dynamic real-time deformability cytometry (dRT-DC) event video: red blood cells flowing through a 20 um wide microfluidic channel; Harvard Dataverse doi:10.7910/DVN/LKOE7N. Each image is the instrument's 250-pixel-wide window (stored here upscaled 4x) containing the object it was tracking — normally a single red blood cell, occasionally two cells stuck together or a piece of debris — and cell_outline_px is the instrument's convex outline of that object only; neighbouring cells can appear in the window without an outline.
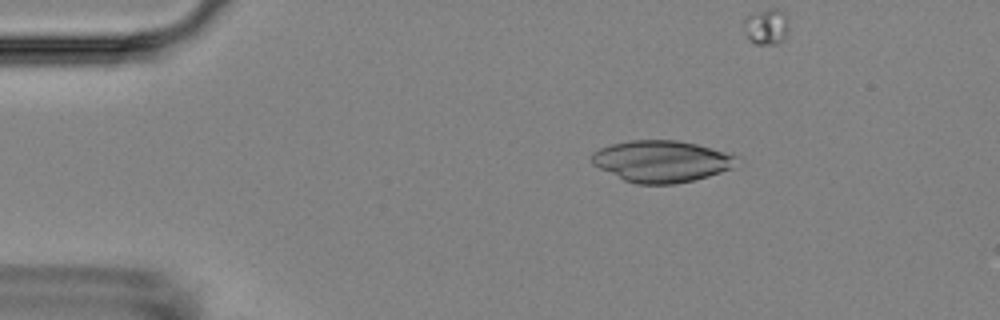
{"species": "Egyptian fruit bat (a non-hibernating species)", "species_latin": "Rousettus aegyptiacus", "temperature_condition": "room temperature", "stored_images_in_passage": 9, "camera_frame_rate_fps": 3000, "um_per_image_px": 0.085, "animal": {"sex": "female"}, "frame": {"image": 1, "passage_image": 3, "time_ms": 2.333, "image_size_px": [1000, 320], "cell_outline_px": [[736, 156], [728, 168], [720, 172], [708, 176], [692, 180], [672, 184], [636, 184], [624, 180], [592, 164], [592, 152], [608, 144], [632, 140], [676, 140], [696, 144], [724, 152]], "centroid_in_image_um": [56.12, 13.7], "position_along_channel_um": 28.9, "area_um2": 34.51}}